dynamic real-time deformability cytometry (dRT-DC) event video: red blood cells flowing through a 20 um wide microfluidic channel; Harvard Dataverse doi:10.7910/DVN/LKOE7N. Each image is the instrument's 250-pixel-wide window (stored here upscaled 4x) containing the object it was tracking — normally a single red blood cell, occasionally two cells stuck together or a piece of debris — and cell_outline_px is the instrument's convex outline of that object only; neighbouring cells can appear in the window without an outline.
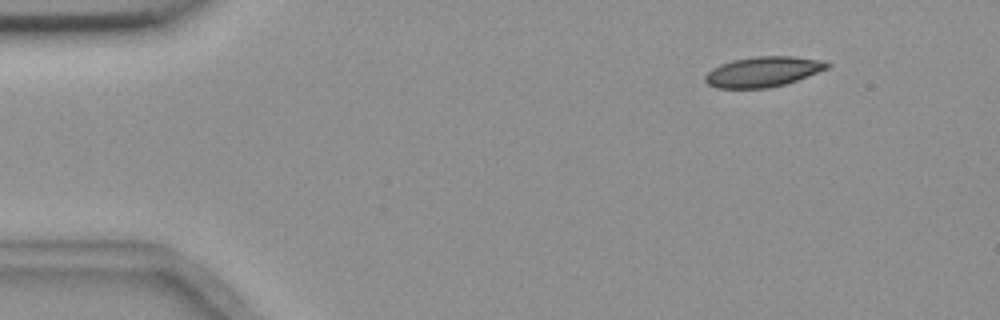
{"species": "common noctule bat (a hibernating species)", "species_latin": "Nyctalus noctula", "temperature_condition": "room temperature", "stored_images_in_passage": 4, "camera_frame_rate_fps": 3000, "um_per_image_px": 0.085, "animal": {"sex": "female", "body_mass_g": 18.4}, "frame": {"image": 1, "passage_image": 2, "time_ms": 1.333, "image_size_px": [1000, 320], "cell_outline_px": [[832, 64], [828, 68], [796, 80], [784, 84], [768, 88], [716, 88], [708, 84], [704, 80], [704, 76], [712, 68], [720, 64], [732, 60], [756, 56], [792, 56], [820, 60]], "centroid_in_image_um": [64.82, 6.09], "position_along_channel_um": 20.2, "area_um2": 21.39}}